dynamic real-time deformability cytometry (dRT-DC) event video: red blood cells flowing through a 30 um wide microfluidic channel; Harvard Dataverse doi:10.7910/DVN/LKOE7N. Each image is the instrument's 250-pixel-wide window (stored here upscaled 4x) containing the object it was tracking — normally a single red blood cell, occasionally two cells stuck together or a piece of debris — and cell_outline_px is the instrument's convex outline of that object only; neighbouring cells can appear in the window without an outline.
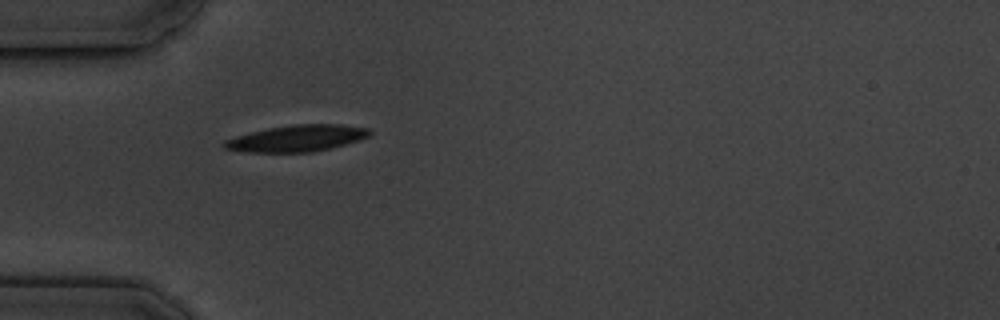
{"species": "common noctule bat (a hibernating species)", "species_latin": "Nyctalus noctula", "temperature_condition": "cold", "stored_images_in_passage": 2, "camera_frame_rate_fps": 3000, "um_per_image_px": 0.085, "animal": {"sex": "male", "body_mass_g": 19.5, "forearm_length_mm": 54.6}, "frame": {"image": 1, "passage_image": 1, "time_ms": 0.0, "image_size_px": [1000, 320], "cell_outline_px": [[372, 132], [368, 136], [360, 140], [332, 148], [312, 152], [248, 152], [224, 148], [220, 144], [224, 140], [236, 136], [268, 128], [296, 124], [340, 124], [368, 128]], "centroid_in_image_um": [25.25, 11.76], "position_along_channel_um": 59.8, "area_um2": 22.43}}